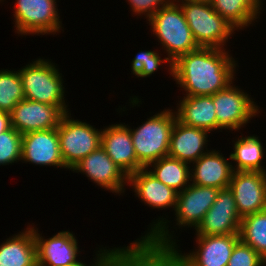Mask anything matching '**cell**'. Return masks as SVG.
<instances>
[{
  "label": "cell",
  "mask_w": 266,
  "mask_h": 266,
  "mask_svg": "<svg viewBox=\"0 0 266 266\" xmlns=\"http://www.w3.org/2000/svg\"><path fill=\"white\" fill-rule=\"evenodd\" d=\"M217 118V130L240 131L261 109L249 93L234 85V81L225 89L212 95Z\"/></svg>",
  "instance_id": "obj_9"
},
{
  "label": "cell",
  "mask_w": 266,
  "mask_h": 266,
  "mask_svg": "<svg viewBox=\"0 0 266 266\" xmlns=\"http://www.w3.org/2000/svg\"><path fill=\"white\" fill-rule=\"evenodd\" d=\"M208 134L210 132L205 129L185 125L176 119L171 131L168 156L192 164L209 151Z\"/></svg>",
  "instance_id": "obj_20"
},
{
  "label": "cell",
  "mask_w": 266,
  "mask_h": 266,
  "mask_svg": "<svg viewBox=\"0 0 266 266\" xmlns=\"http://www.w3.org/2000/svg\"><path fill=\"white\" fill-rule=\"evenodd\" d=\"M226 50L200 47L172 63V77L184 96H212L236 80L238 62Z\"/></svg>",
  "instance_id": "obj_2"
},
{
  "label": "cell",
  "mask_w": 266,
  "mask_h": 266,
  "mask_svg": "<svg viewBox=\"0 0 266 266\" xmlns=\"http://www.w3.org/2000/svg\"><path fill=\"white\" fill-rule=\"evenodd\" d=\"M156 50H140L134 56V58L131 61V73H133L134 76L137 78H146L150 77L152 74L157 72L159 67L162 66V64H166L169 66L168 73L170 76H172V61L166 57V55L162 58L161 54Z\"/></svg>",
  "instance_id": "obj_28"
},
{
  "label": "cell",
  "mask_w": 266,
  "mask_h": 266,
  "mask_svg": "<svg viewBox=\"0 0 266 266\" xmlns=\"http://www.w3.org/2000/svg\"><path fill=\"white\" fill-rule=\"evenodd\" d=\"M129 254L125 251V247H112L107 249V247H99V250L95 252V257L93 262H90L89 265L82 260L73 266H119Z\"/></svg>",
  "instance_id": "obj_31"
},
{
  "label": "cell",
  "mask_w": 266,
  "mask_h": 266,
  "mask_svg": "<svg viewBox=\"0 0 266 266\" xmlns=\"http://www.w3.org/2000/svg\"><path fill=\"white\" fill-rule=\"evenodd\" d=\"M189 165L187 162L166 156L150 163L146 169L159 181L179 193L191 184Z\"/></svg>",
  "instance_id": "obj_25"
},
{
  "label": "cell",
  "mask_w": 266,
  "mask_h": 266,
  "mask_svg": "<svg viewBox=\"0 0 266 266\" xmlns=\"http://www.w3.org/2000/svg\"><path fill=\"white\" fill-rule=\"evenodd\" d=\"M239 239L266 260V210L242 218Z\"/></svg>",
  "instance_id": "obj_26"
},
{
  "label": "cell",
  "mask_w": 266,
  "mask_h": 266,
  "mask_svg": "<svg viewBox=\"0 0 266 266\" xmlns=\"http://www.w3.org/2000/svg\"><path fill=\"white\" fill-rule=\"evenodd\" d=\"M64 114L58 106L23 99L10 112L11 127L20 134L54 129Z\"/></svg>",
  "instance_id": "obj_15"
},
{
  "label": "cell",
  "mask_w": 266,
  "mask_h": 266,
  "mask_svg": "<svg viewBox=\"0 0 266 266\" xmlns=\"http://www.w3.org/2000/svg\"><path fill=\"white\" fill-rule=\"evenodd\" d=\"M4 241L0 244V266H37L36 242L30 224Z\"/></svg>",
  "instance_id": "obj_22"
},
{
  "label": "cell",
  "mask_w": 266,
  "mask_h": 266,
  "mask_svg": "<svg viewBox=\"0 0 266 266\" xmlns=\"http://www.w3.org/2000/svg\"><path fill=\"white\" fill-rule=\"evenodd\" d=\"M227 266H266V260L252 247L239 240L235 244Z\"/></svg>",
  "instance_id": "obj_30"
},
{
  "label": "cell",
  "mask_w": 266,
  "mask_h": 266,
  "mask_svg": "<svg viewBox=\"0 0 266 266\" xmlns=\"http://www.w3.org/2000/svg\"><path fill=\"white\" fill-rule=\"evenodd\" d=\"M170 109L156 112L136 129L126 124L130 129L137 160L144 168L168 156L171 131L177 119L174 107Z\"/></svg>",
  "instance_id": "obj_5"
},
{
  "label": "cell",
  "mask_w": 266,
  "mask_h": 266,
  "mask_svg": "<svg viewBox=\"0 0 266 266\" xmlns=\"http://www.w3.org/2000/svg\"><path fill=\"white\" fill-rule=\"evenodd\" d=\"M165 216L152 220L146 233L125 246V251L129 255L167 253L179 266H227L239 234L196 235L197 249L182 253L175 231H170L171 220Z\"/></svg>",
  "instance_id": "obj_1"
},
{
  "label": "cell",
  "mask_w": 266,
  "mask_h": 266,
  "mask_svg": "<svg viewBox=\"0 0 266 266\" xmlns=\"http://www.w3.org/2000/svg\"><path fill=\"white\" fill-rule=\"evenodd\" d=\"M22 134L11 127L0 134V166L14 165L21 161Z\"/></svg>",
  "instance_id": "obj_29"
},
{
  "label": "cell",
  "mask_w": 266,
  "mask_h": 266,
  "mask_svg": "<svg viewBox=\"0 0 266 266\" xmlns=\"http://www.w3.org/2000/svg\"><path fill=\"white\" fill-rule=\"evenodd\" d=\"M176 105L175 113L181 123L205 129L210 133L217 131V118L212 96H183Z\"/></svg>",
  "instance_id": "obj_21"
},
{
  "label": "cell",
  "mask_w": 266,
  "mask_h": 266,
  "mask_svg": "<svg viewBox=\"0 0 266 266\" xmlns=\"http://www.w3.org/2000/svg\"><path fill=\"white\" fill-rule=\"evenodd\" d=\"M211 5L237 31L254 25L264 11L263 0H213Z\"/></svg>",
  "instance_id": "obj_23"
},
{
  "label": "cell",
  "mask_w": 266,
  "mask_h": 266,
  "mask_svg": "<svg viewBox=\"0 0 266 266\" xmlns=\"http://www.w3.org/2000/svg\"><path fill=\"white\" fill-rule=\"evenodd\" d=\"M55 64L49 59L38 58L19 69L24 97L58 106L64 113H69L63 75Z\"/></svg>",
  "instance_id": "obj_4"
},
{
  "label": "cell",
  "mask_w": 266,
  "mask_h": 266,
  "mask_svg": "<svg viewBox=\"0 0 266 266\" xmlns=\"http://www.w3.org/2000/svg\"><path fill=\"white\" fill-rule=\"evenodd\" d=\"M71 117V112L65 113L58 126L60 151L68 170L101 146L103 130Z\"/></svg>",
  "instance_id": "obj_8"
},
{
  "label": "cell",
  "mask_w": 266,
  "mask_h": 266,
  "mask_svg": "<svg viewBox=\"0 0 266 266\" xmlns=\"http://www.w3.org/2000/svg\"><path fill=\"white\" fill-rule=\"evenodd\" d=\"M132 256L138 266H179L167 253Z\"/></svg>",
  "instance_id": "obj_33"
},
{
  "label": "cell",
  "mask_w": 266,
  "mask_h": 266,
  "mask_svg": "<svg viewBox=\"0 0 266 266\" xmlns=\"http://www.w3.org/2000/svg\"><path fill=\"white\" fill-rule=\"evenodd\" d=\"M11 128L10 113L0 111V134Z\"/></svg>",
  "instance_id": "obj_34"
},
{
  "label": "cell",
  "mask_w": 266,
  "mask_h": 266,
  "mask_svg": "<svg viewBox=\"0 0 266 266\" xmlns=\"http://www.w3.org/2000/svg\"><path fill=\"white\" fill-rule=\"evenodd\" d=\"M186 1H193V2H204L211 4L213 0H186Z\"/></svg>",
  "instance_id": "obj_36"
},
{
  "label": "cell",
  "mask_w": 266,
  "mask_h": 266,
  "mask_svg": "<svg viewBox=\"0 0 266 266\" xmlns=\"http://www.w3.org/2000/svg\"><path fill=\"white\" fill-rule=\"evenodd\" d=\"M181 7L187 24L199 47H227L236 29L221 17L209 3L175 0ZM226 46V47H224Z\"/></svg>",
  "instance_id": "obj_6"
},
{
  "label": "cell",
  "mask_w": 266,
  "mask_h": 266,
  "mask_svg": "<svg viewBox=\"0 0 266 266\" xmlns=\"http://www.w3.org/2000/svg\"><path fill=\"white\" fill-rule=\"evenodd\" d=\"M73 173H81L102 189L121 195L128 186V176L111 160L100 146L88 156L81 159L71 169Z\"/></svg>",
  "instance_id": "obj_10"
},
{
  "label": "cell",
  "mask_w": 266,
  "mask_h": 266,
  "mask_svg": "<svg viewBox=\"0 0 266 266\" xmlns=\"http://www.w3.org/2000/svg\"><path fill=\"white\" fill-rule=\"evenodd\" d=\"M233 192L220 189L215 202L195 229V235L239 234L241 223Z\"/></svg>",
  "instance_id": "obj_14"
},
{
  "label": "cell",
  "mask_w": 266,
  "mask_h": 266,
  "mask_svg": "<svg viewBox=\"0 0 266 266\" xmlns=\"http://www.w3.org/2000/svg\"><path fill=\"white\" fill-rule=\"evenodd\" d=\"M147 21L152 30L151 33L154 34L152 36H155L163 53L172 62L181 55L200 48L180 5L175 0H170L165 6L159 8Z\"/></svg>",
  "instance_id": "obj_3"
},
{
  "label": "cell",
  "mask_w": 266,
  "mask_h": 266,
  "mask_svg": "<svg viewBox=\"0 0 266 266\" xmlns=\"http://www.w3.org/2000/svg\"><path fill=\"white\" fill-rule=\"evenodd\" d=\"M219 190L218 188L204 187L191 183L183 191L179 192L174 210L175 214H173L175 215L174 227L171 228H174L176 232L180 228L185 230L184 227L186 229L190 228V230L191 228L196 229L215 202Z\"/></svg>",
  "instance_id": "obj_11"
},
{
  "label": "cell",
  "mask_w": 266,
  "mask_h": 266,
  "mask_svg": "<svg viewBox=\"0 0 266 266\" xmlns=\"http://www.w3.org/2000/svg\"><path fill=\"white\" fill-rule=\"evenodd\" d=\"M21 161L68 170L60 151L58 127L22 134Z\"/></svg>",
  "instance_id": "obj_16"
},
{
  "label": "cell",
  "mask_w": 266,
  "mask_h": 266,
  "mask_svg": "<svg viewBox=\"0 0 266 266\" xmlns=\"http://www.w3.org/2000/svg\"><path fill=\"white\" fill-rule=\"evenodd\" d=\"M134 16L144 15L148 20L159 8L165 6L170 0H126Z\"/></svg>",
  "instance_id": "obj_32"
},
{
  "label": "cell",
  "mask_w": 266,
  "mask_h": 266,
  "mask_svg": "<svg viewBox=\"0 0 266 266\" xmlns=\"http://www.w3.org/2000/svg\"><path fill=\"white\" fill-rule=\"evenodd\" d=\"M119 266H138L134 257L129 255Z\"/></svg>",
  "instance_id": "obj_35"
},
{
  "label": "cell",
  "mask_w": 266,
  "mask_h": 266,
  "mask_svg": "<svg viewBox=\"0 0 266 266\" xmlns=\"http://www.w3.org/2000/svg\"><path fill=\"white\" fill-rule=\"evenodd\" d=\"M229 189L241 219L266 210V172L234 171Z\"/></svg>",
  "instance_id": "obj_13"
},
{
  "label": "cell",
  "mask_w": 266,
  "mask_h": 266,
  "mask_svg": "<svg viewBox=\"0 0 266 266\" xmlns=\"http://www.w3.org/2000/svg\"><path fill=\"white\" fill-rule=\"evenodd\" d=\"M14 3V31L19 36L59 35L60 30L64 31L57 0H16Z\"/></svg>",
  "instance_id": "obj_7"
},
{
  "label": "cell",
  "mask_w": 266,
  "mask_h": 266,
  "mask_svg": "<svg viewBox=\"0 0 266 266\" xmlns=\"http://www.w3.org/2000/svg\"><path fill=\"white\" fill-rule=\"evenodd\" d=\"M128 186L132 188L139 201L149 208L158 211L172 208L174 212L178 192L159 181L146 168L132 173L128 177Z\"/></svg>",
  "instance_id": "obj_19"
},
{
  "label": "cell",
  "mask_w": 266,
  "mask_h": 266,
  "mask_svg": "<svg viewBox=\"0 0 266 266\" xmlns=\"http://www.w3.org/2000/svg\"><path fill=\"white\" fill-rule=\"evenodd\" d=\"M220 152L221 150L210 149L190 164L192 184L218 189L229 187L234 172L232 161L230 155L228 160V157H224Z\"/></svg>",
  "instance_id": "obj_18"
},
{
  "label": "cell",
  "mask_w": 266,
  "mask_h": 266,
  "mask_svg": "<svg viewBox=\"0 0 266 266\" xmlns=\"http://www.w3.org/2000/svg\"><path fill=\"white\" fill-rule=\"evenodd\" d=\"M36 242L37 266H73L80 262L77 237L73 232L59 231L52 237L45 238L33 223ZM79 253V254H78Z\"/></svg>",
  "instance_id": "obj_12"
},
{
  "label": "cell",
  "mask_w": 266,
  "mask_h": 266,
  "mask_svg": "<svg viewBox=\"0 0 266 266\" xmlns=\"http://www.w3.org/2000/svg\"><path fill=\"white\" fill-rule=\"evenodd\" d=\"M101 147L128 177L144 168L137 160L130 129L125 123L109 124L104 127Z\"/></svg>",
  "instance_id": "obj_17"
},
{
  "label": "cell",
  "mask_w": 266,
  "mask_h": 266,
  "mask_svg": "<svg viewBox=\"0 0 266 266\" xmlns=\"http://www.w3.org/2000/svg\"><path fill=\"white\" fill-rule=\"evenodd\" d=\"M25 99L19 70H0V111L11 112Z\"/></svg>",
  "instance_id": "obj_27"
},
{
  "label": "cell",
  "mask_w": 266,
  "mask_h": 266,
  "mask_svg": "<svg viewBox=\"0 0 266 266\" xmlns=\"http://www.w3.org/2000/svg\"><path fill=\"white\" fill-rule=\"evenodd\" d=\"M237 137L233 141V151L230 153V158L233 161L232 168L234 171H251V172H266V167L262 164L265 154V146H263L260 137L250 135ZM236 164V165H235ZM263 165V166H262Z\"/></svg>",
  "instance_id": "obj_24"
}]
</instances>
